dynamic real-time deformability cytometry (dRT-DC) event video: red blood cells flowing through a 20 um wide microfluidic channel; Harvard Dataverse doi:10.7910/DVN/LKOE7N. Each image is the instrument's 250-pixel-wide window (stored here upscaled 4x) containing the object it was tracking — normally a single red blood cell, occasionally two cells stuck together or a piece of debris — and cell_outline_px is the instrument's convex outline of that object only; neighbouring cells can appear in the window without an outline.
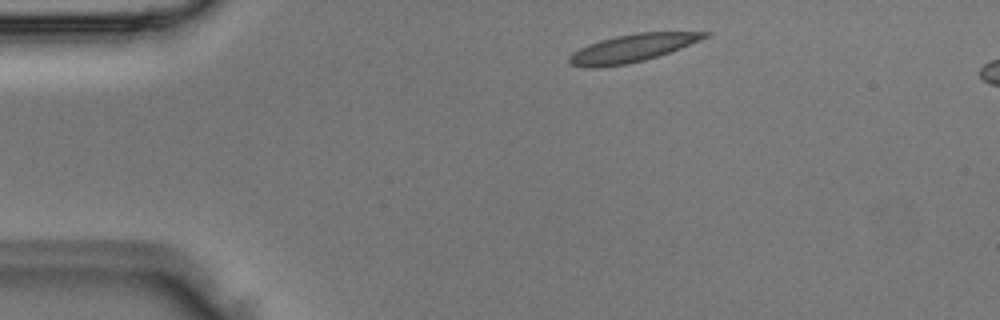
{"species": "Egyptian fruit bat (a non-hibernating species)", "species_latin": "Rousettus aegyptiacus", "temperature_condition": "room temperature", "stored_images_in_passage": 3, "segment_of_instrument_passage": [1, 2], "camera_frame_rate_fps": 3000, "um_per_image_px": 0.085, "animal": {"sex": "male"}, "frame": {"image": 1, "passage_image": 1, "time_ms": 0.0, "image_size_px": [1000, 320], "cell_outline_px": [[708, 36], [700, 40], [680, 48], [644, 60], [624, 64], [596, 68], [588, 68], [572, 64], [568, 60], [568, 56], [572, 52], [588, 44], [600, 40], [616, 36], [636, 32], [708, 32]], "centroid_in_image_um": [53.68, 4.09], "position_along_channel_um": 31.3, "area_um2": 21.56}}